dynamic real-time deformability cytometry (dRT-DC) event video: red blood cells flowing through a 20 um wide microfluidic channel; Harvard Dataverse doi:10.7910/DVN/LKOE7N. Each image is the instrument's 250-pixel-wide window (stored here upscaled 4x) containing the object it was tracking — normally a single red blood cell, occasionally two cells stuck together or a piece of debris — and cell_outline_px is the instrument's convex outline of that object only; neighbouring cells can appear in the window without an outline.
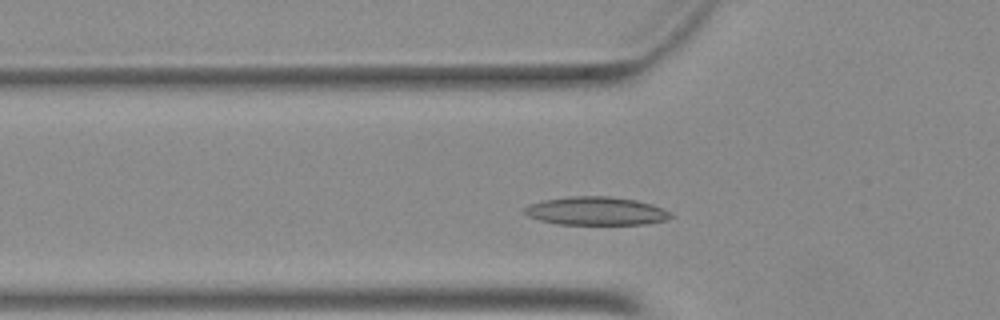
{"species": "Egyptian fruit bat (a non-hibernating species)", "species_latin": "Rousettus aegyptiacus", "temperature_condition": "warm", "stored_images_in_passage": 30, "camera_frame_rate_fps": 3000, "um_per_image_px": 0.085, "animal": {"sex": "female"}, "frame": {"image": 1, "passage_image": 3, "time_ms": 0.667, "image_size_px": [1000, 320], "cell_outline_px": [[672, 216], [668, 220], [648, 224], [556, 224], [540, 220], [528, 216], [520, 212], [520, 208], [528, 204], [544, 200], [568, 196], [608, 196], [636, 200], [652, 204], [668, 212]], "centroid_in_image_um": [50.59, 17.93], "position_along_channel_um": 75.2, "area_um2": 24.33}}
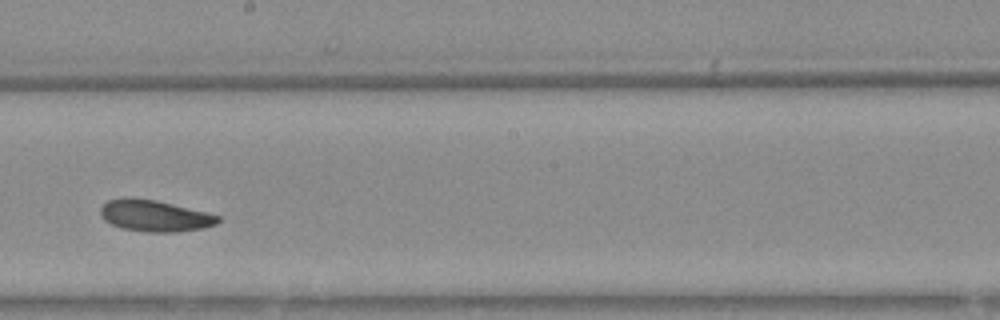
{"frame": {"image": 2, "passage_image": 15, "time_ms": 4.667, "image_size_px": [1000, 320], "cell_outline_px": [[220, 220], [216, 224], [204, 228], [176, 232], [148, 232], [120, 228], [104, 220], [100, 216], [100, 208], [108, 200], [128, 196], [156, 200], [220, 216]], "centroid_in_image_um": [13.1, 18.34], "position_along_channel_um": 235.1, "area_um2": 21.56}}
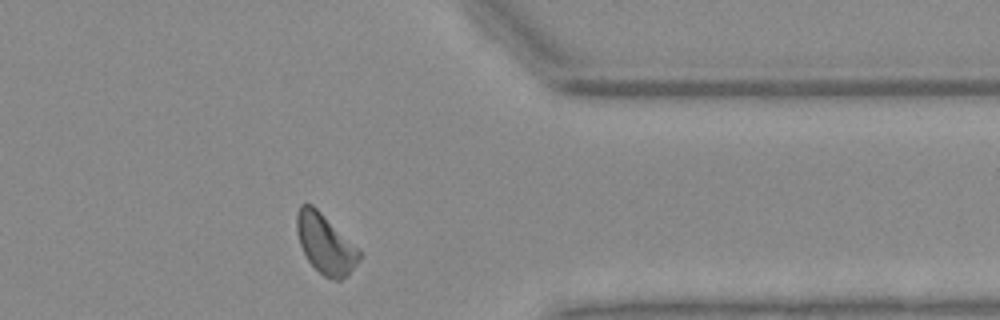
{"frame": {"image": 3, "passage_image": 27, "time_ms": 8.667, "image_size_px": [1000, 320], "cell_outline_px": [[360, 256], [356, 264], [348, 276], [340, 280], [332, 280], [324, 276], [308, 260], [300, 244], [296, 228], [296, 212], [300, 204], [312, 204], [360, 248]], "centroid_in_image_um": [27.66, 20.72], "position_along_channel_um": 383.7, "area_um2": 21.73}}